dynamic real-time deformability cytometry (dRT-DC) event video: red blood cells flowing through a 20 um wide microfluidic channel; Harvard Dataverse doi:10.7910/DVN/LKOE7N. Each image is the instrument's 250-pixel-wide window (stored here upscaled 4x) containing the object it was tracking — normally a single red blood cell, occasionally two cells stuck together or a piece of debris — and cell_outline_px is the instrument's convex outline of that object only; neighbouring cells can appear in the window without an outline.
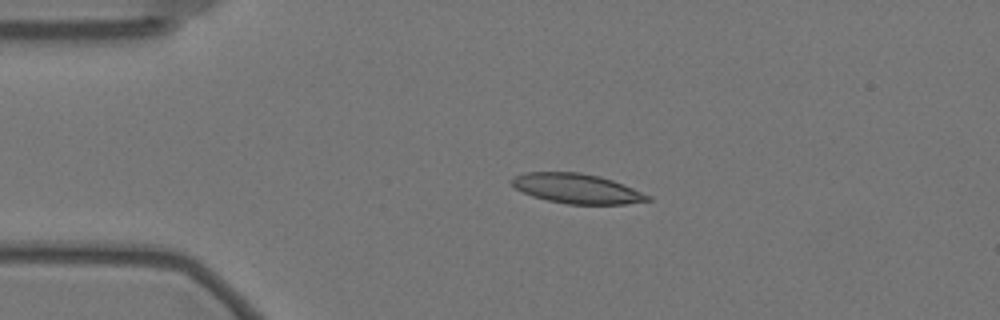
{"species": "Egyptian fruit bat (a non-hibernating species)", "species_latin": "Rousettus aegyptiacus", "temperature_condition": "warm", "stored_images_in_passage": 46, "camera_frame_rate_fps": 3000, "um_per_image_px": 0.085, "animal": {"sex": "female"}, "frame": {"image": 1, "passage_image": 1, "time_ms": 0.0, "image_size_px": [1000, 320], "cell_outline_px": [[652, 200], [624, 204], [568, 204], [548, 200], [532, 196], [516, 188], [508, 180], [524, 172], [580, 172], [600, 176], [612, 180], [652, 196]], "centroid_in_image_um": [49.03, 16.02], "position_along_channel_um": 36.0, "area_um2": 23.47}}
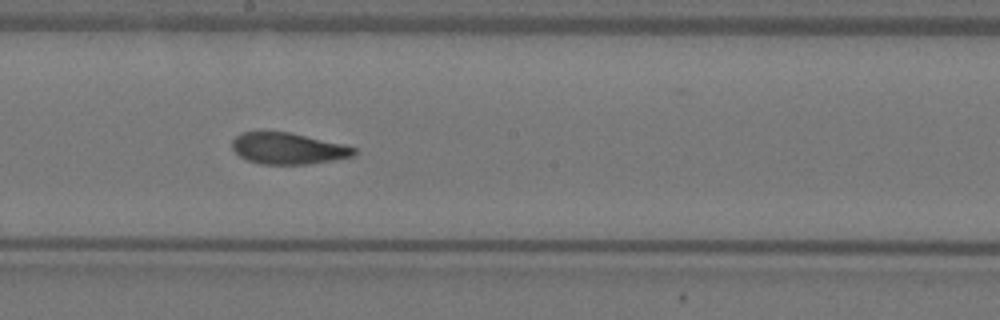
{"frame": {"image": 2, "passage_image": 20, "time_ms": 6.333, "image_size_px": [1000, 320], "cell_outline_px": [[356, 156], [308, 164], [260, 164], [248, 160], [240, 156], [232, 148], [232, 140], [240, 132], [288, 132], [344, 144], [356, 148]], "centroid_in_image_um": [24.5, 12.62], "position_along_channel_um": 223.7, "area_um2": 22.2}}
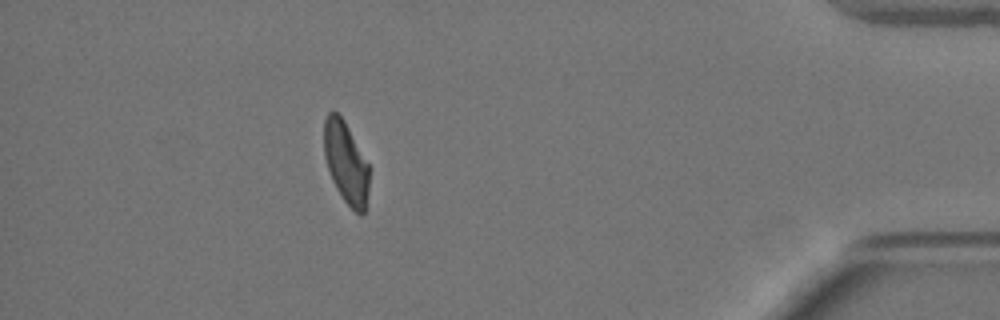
{"frame": {"image": 3, "passage_image": 40, "time_ms": 13.0, "image_size_px": [1000, 320], "cell_outline_px": [[368, 192], [364, 212], [360, 216], [344, 200], [336, 188], [332, 180], [324, 156], [324, 120], [328, 112], [336, 112], [344, 120], [368, 164]], "centroid_in_image_um": [29.39, 13.82], "position_along_channel_um": 405.8, "area_um2": 21.15}, "authors_computed_cell_mechanics": {"area_um2": 22.9466, "velocity_mm_per_s": 3.5103, "shape_relaxation_time_tau1_ms": null, "shape_relaxation_time_tau2_ms": 2.4127, "deformation_change_tau1": null, "deformation_change_tau2": 0.1004}}